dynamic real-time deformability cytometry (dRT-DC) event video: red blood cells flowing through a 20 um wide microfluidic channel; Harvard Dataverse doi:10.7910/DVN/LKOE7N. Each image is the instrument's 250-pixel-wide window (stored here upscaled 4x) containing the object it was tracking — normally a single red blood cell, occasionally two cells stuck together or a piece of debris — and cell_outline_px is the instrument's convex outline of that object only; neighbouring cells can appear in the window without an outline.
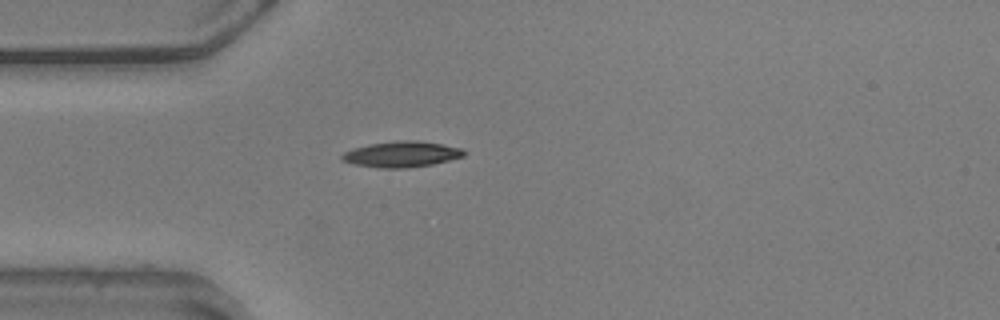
{"species": "common noctule bat (a hibernating species)", "species_latin": "Nyctalus noctula", "temperature_condition": "warm", "stored_images_in_passage": 42, "camera_frame_rate_fps": 3000, "um_per_image_px": 0.085, "animal": {"sex": "male", "body_mass_g": 20.5, "forearm_length_mm": 52.5}, "frame": {"image": 1, "passage_image": 1, "time_ms": 0.0, "image_size_px": [1000, 320], "cell_outline_px": [[468, 152], [464, 156], [432, 164], [408, 168], [380, 168], [352, 164], [340, 160], [340, 156], [344, 152], [352, 148], [368, 144], [396, 140], [416, 140], [440, 144], [460, 148]], "centroid_in_image_um": [34.08, 13.11], "position_along_channel_um": 50.9, "area_um2": 18.5}}
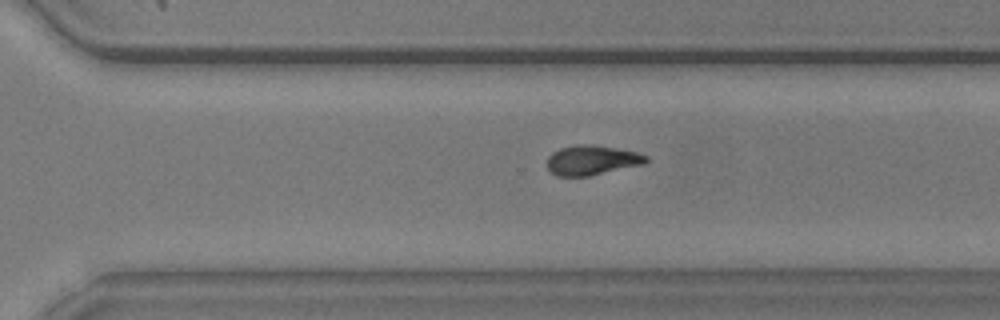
{"frame": {"image": 2, "passage_image": 24, "time_ms": 7.667, "image_size_px": [1000, 320], "cell_outline_px": [[648, 160], [644, 164], [588, 176], [556, 176], [548, 168], [548, 156], [552, 152], [560, 148], [576, 144], [592, 144], [616, 148], [636, 152], [648, 156]], "centroid_in_image_um": [50.3, 13.6], "position_along_channel_um": 320.3, "area_um2": 17.11}}
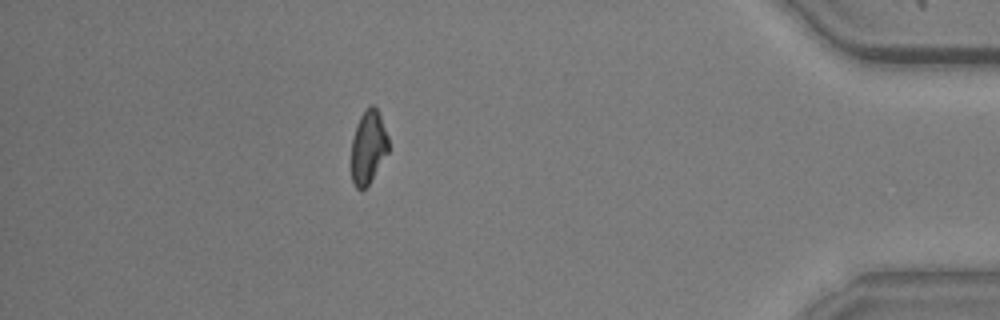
{"frame": {"image": 3, "passage_image": 35, "time_ms": 11.333, "image_size_px": [1000, 320], "cell_outline_px": [[388, 152], [368, 184], [364, 188], [356, 188], [352, 180], [352, 140], [356, 124], [360, 116], [368, 104], [372, 104], [376, 108], [380, 116], [388, 136]], "centroid_in_image_um": [31.3, 12.45], "position_along_channel_um": 403.9, "area_um2": 15.61}, "authors_computed_cell_mechanics": {"area_um2": 17.1955, "velocity_mm_per_s": 3.6101, "shape_relaxation_time_tau1_ms": 6.0761, "shape_relaxation_time_tau2_ms": 3.8755, "deformation_change_tau1": 0.1698, "deformation_change_tau2": 0.1075}}